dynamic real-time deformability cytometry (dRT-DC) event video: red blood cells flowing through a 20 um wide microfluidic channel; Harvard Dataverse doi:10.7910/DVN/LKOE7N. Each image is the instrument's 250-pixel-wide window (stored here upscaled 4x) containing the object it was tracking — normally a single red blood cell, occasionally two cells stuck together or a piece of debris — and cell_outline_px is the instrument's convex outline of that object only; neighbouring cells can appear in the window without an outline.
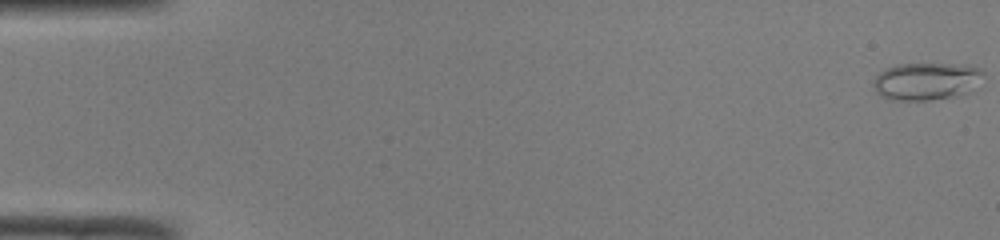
{"species": "common noctule bat (a hibernating species)", "species_latin": "Nyctalus noctula", "temperature_condition": "room temperature", "stored_images_in_passage": 50, "camera_frame_rate_fps": 3000, "um_per_image_px": 0.085, "animal": {"sex": "male", "body_mass_g": 19.0, "forearm_length_mm": 50.8}, "frame": {"image": 1, "passage_image": 1, "time_ms": 0.0, "image_size_px": [1000, 240], "cell_outline_px": [[980, 72], [964, 92], [956, 96], [928, 100], [892, 100], [876, 92], [872, 84], [876, 76], [880, 72], [896, 64], [940, 64], [976, 68]], "centroid_in_image_um": [78.51, 6.92], "position_along_channel_um": 6.5, "area_um2": 22.54}}
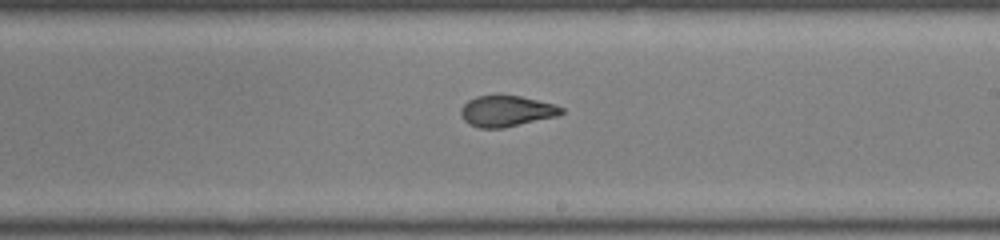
{"frame": {"image": 2, "passage_image": 30, "time_ms": 9.667, "image_size_px": [1000, 240], "cell_outline_px": [[564, 112], [556, 116], [504, 128], [480, 128], [468, 124], [464, 120], [460, 112], [460, 108], [468, 100], [476, 96], [520, 96], [552, 104], [564, 108]], "centroid_in_image_um": [43.01, 9.46], "position_along_channel_um": 246.0, "area_um2": 17.92}}
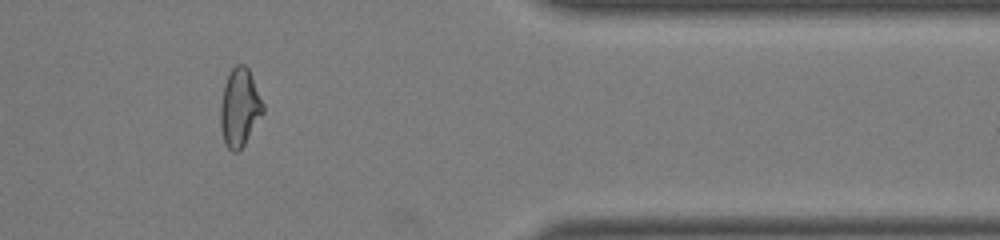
{"frame": {"image": 3, "passage_image": 42, "time_ms": 13.667, "image_size_px": [1000, 240], "cell_outline_px": [[264, 112], [244, 144], [236, 152], [232, 152], [228, 148], [224, 140], [220, 124], [220, 108], [224, 84], [232, 68], [236, 64], [244, 64], [248, 68], [264, 104]], "centroid_in_image_um": [20.37, 9.13], "position_along_channel_um": 391.0, "area_um2": 19.13}, "authors_computed_cell_mechanics": {"area_um2": 19.3341, "velocity_mm_per_s": 4.1233, "shape_relaxation_time_tau1_ms": 10.2545, "shape_relaxation_time_tau2_ms": 1.3031, "deformation_change_tau1": 0.2896, "deformation_change_tau2": 0.0715}}